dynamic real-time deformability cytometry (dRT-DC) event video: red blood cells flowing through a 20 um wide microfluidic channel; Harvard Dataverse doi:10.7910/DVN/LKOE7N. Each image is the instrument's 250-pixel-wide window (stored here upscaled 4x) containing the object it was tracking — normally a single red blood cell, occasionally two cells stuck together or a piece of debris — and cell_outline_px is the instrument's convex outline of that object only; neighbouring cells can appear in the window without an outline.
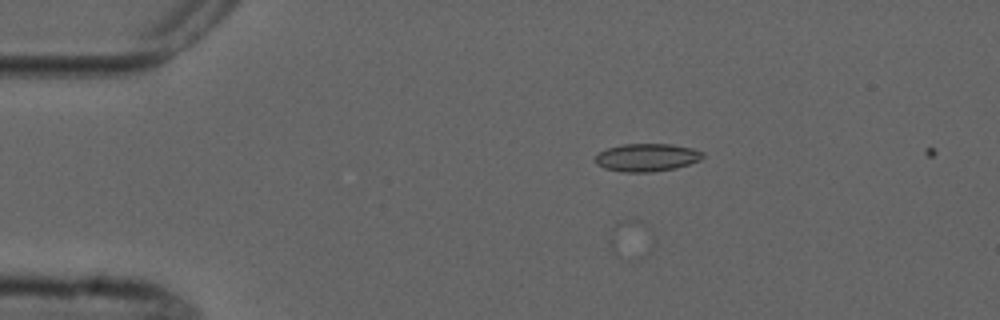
{"species": "common noctule bat (a hibernating species)", "species_latin": "Nyctalus noctula", "temperature_condition": "cold", "stored_images_in_passage": 6, "camera_frame_rate_fps": 3000, "um_per_image_px": 0.085, "animal": {"sex": "male", "forearm_length_mm": 52.5}, "frame": {"image": 1, "passage_image": 4, "time_ms": 4.0, "image_size_px": [1000, 320], "cell_outline_px": [[652, 248], [644, 256], [636, 260], [628, 260], [616, 252], [608, 244], [608, 240], [612, 228], [620, 220], [636, 220], [652, 228]], "centroid_in_image_um": [53.64, 20.33], "position_along_channel_um": 31.4, "area_um2": 10.0}}